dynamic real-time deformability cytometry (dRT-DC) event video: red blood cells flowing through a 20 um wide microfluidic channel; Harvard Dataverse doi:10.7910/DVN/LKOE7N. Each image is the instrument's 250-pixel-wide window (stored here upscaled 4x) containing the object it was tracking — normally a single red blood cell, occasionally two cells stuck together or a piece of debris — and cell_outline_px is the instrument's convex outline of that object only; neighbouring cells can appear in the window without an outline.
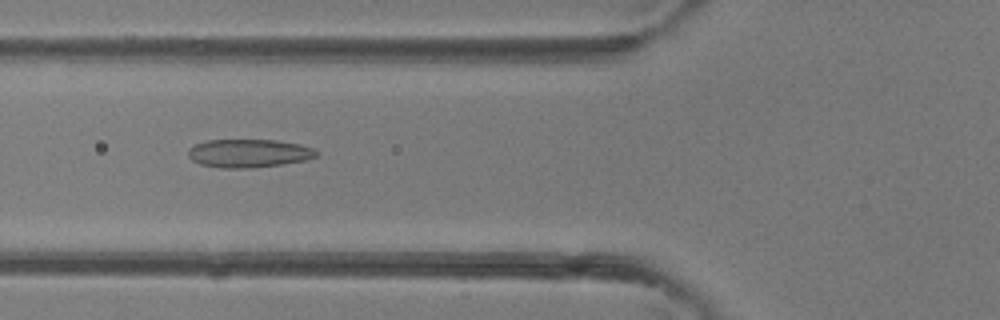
{"species": "common noctule bat (a hibernating species)", "species_latin": "Nyctalus noctula", "temperature_condition": "room temperature", "stored_images_in_passage": 4, "camera_frame_rate_fps": 3000, "um_per_image_px": 0.085, "animal": {"sex": "female"}, "frame": {"image": 1, "passage_image": 4, "time_ms": 3.333, "image_size_px": [1000, 320], "cell_outline_px": [[316, 156], [304, 160], [280, 164], [248, 168], [220, 168], [200, 164], [192, 160], [188, 156], [188, 148], [196, 144], [208, 140], [276, 140], [300, 144], [312, 148], [316, 152]], "centroid_in_image_um": [21.09, 13.02], "position_along_channel_um": 104.7, "area_um2": 20.92}}